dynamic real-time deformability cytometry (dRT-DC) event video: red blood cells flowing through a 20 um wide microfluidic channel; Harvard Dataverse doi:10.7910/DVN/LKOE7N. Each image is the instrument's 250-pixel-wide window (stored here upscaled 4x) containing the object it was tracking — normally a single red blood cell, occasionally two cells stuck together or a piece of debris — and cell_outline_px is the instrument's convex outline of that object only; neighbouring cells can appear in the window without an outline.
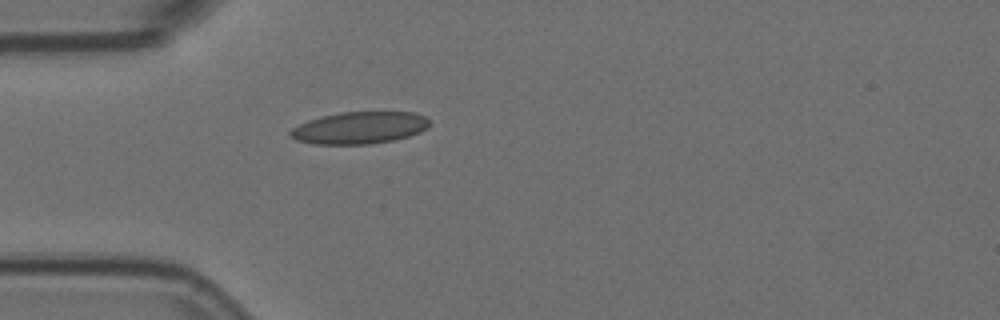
{"species": "Egyptian fruit bat (a non-hibernating species)", "species_latin": "Rousettus aegyptiacus", "temperature_condition": "room temperature", "stored_images_in_passage": 34, "camera_frame_rate_fps": 3000, "um_per_image_px": 0.085, "animal": {"sex": "female"}, "frame": {"image": 1, "passage_image": 1, "time_ms": 0.0, "image_size_px": [1000, 320], "cell_outline_px": [[428, 128], [420, 132], [408, 136], [392, 140], [368, 144], [316, 144], [296, 140], [288, 132], [292, 128], [308, 120], [340, 112], [412, 112], [424, 116], [428, 120]], "centroid_in_image_um": [30.55, 10.86], "position_along_channel_um": 54.4, "area_um2": 25.72}}
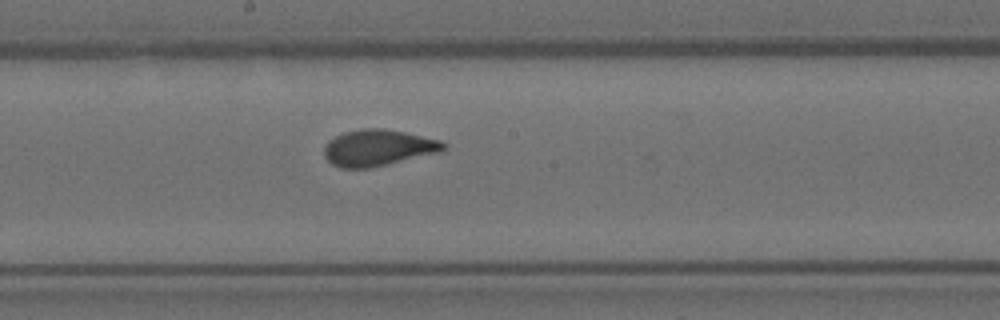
{"frame": {"image": 2, "passage_image": 15, "time_ms": 4.667, "image_size_px": [1000, 320], "cell_outline_px": [[448, 144], [440, 152], [368, 168], [340, 168], [332, 164], [324, 156], [324, 148], [328, 140], [344, 132], [364, 128], [384, 128], [404, 132], [440, 140]], "centroid_in_image_um": [32.11, 12.55], "position_along_channel_um": 216.1, "area_um2": 25.09}}
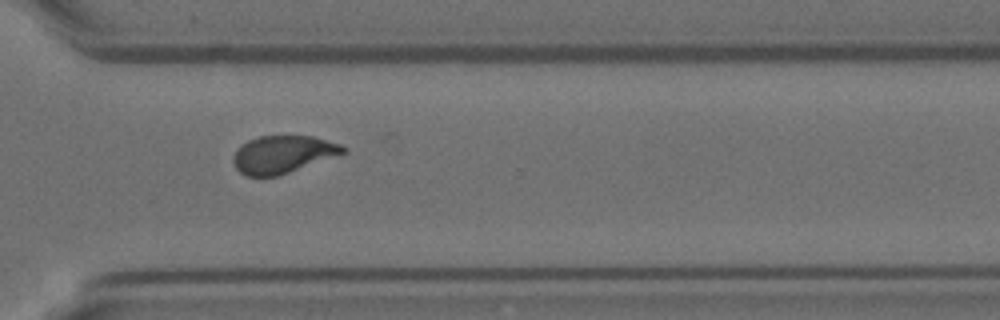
{"frame": {"image": 3, "passage_image": 26, "time_ms": 8.333, "image_size_px": [1000, 320], "cell_outline_px": [[348, 152], [276, 176], [248, 176], [240, 172], [236, 168], [232, 160], [236, 148], [240, 144], [248, 140], [260, 136], [312, 136], [340, 144], [348, 148]], "centroid_in_image_um": [24.03, 13.11], "position_along_channel_um": 346.6, "area_um2": 23.93}, "authors_computed_cell_mechanics": {"area_um2": 24.7095, "velocity_mm_per_s": 3.5818, "shape_relaxation_time_tau1_ms": 8.1507, "shape_relaxation_time_tau2_ms": 0.6416, "deformation_change_tau1": 0.1919, "deformation_change_tau2": 0.0809}}